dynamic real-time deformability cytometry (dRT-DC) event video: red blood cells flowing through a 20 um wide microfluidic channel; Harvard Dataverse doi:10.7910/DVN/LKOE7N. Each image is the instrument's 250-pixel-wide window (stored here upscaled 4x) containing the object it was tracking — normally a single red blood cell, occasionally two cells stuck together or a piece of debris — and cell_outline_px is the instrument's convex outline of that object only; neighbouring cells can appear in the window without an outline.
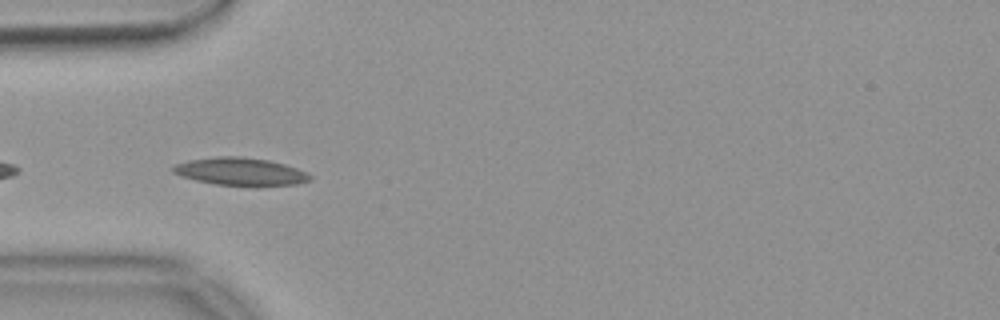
{"species": "common noctule bat (a hibernating species)", "species_latin": "Nyctalus noctula", "temperature_condition": "warm", "stored_images_in_passage": 8, "camera_frame_rate_fps": 3000, "um_per_image_px": 0.085, "animal": {"sex": "female", "body_mass_g": 18.4}, "frame": {"image": 1, "passage_image": 1, "time_ms": 0.0, "image_size_px": [1000, 320], "cell_outline_px": [[312, 176], [308, 180], [296, 184], [216, 184], [196, 180], [180, 176], [172, 172], [172, 168], [176, 164], [188, 160], [220, 156], [240, 156], [268, 160], [284, 164], [296, 168]], "centroid_in_image_um": [20.36, 14.55], "position_along_channel_um": 64.6, "area_um2": 21.33}}